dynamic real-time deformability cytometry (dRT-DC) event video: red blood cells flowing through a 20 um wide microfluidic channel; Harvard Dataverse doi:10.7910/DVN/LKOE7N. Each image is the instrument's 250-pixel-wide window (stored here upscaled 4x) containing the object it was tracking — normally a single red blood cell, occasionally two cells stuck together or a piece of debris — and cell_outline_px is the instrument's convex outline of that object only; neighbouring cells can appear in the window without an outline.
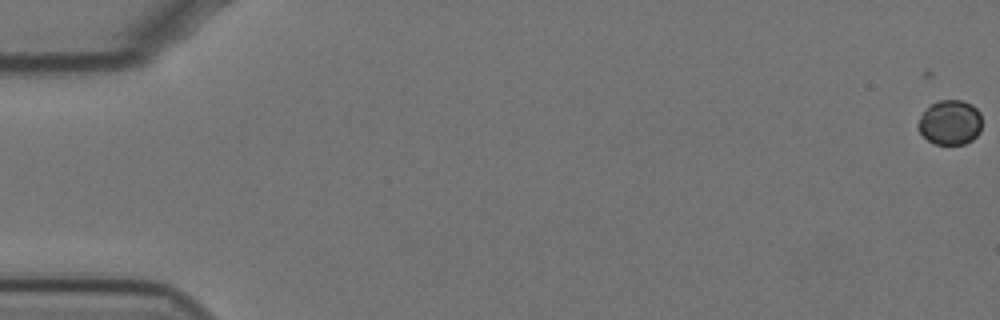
{"species": "Egyptian fruit bat (a non-hibernating species)", "species_latin": "Rousettus aegyptiacus", "temperature_condition": "cold", "stored_images_in_passage": 3, "camera_frame_rate_fps": 3000, "um_per_image_px": 0.085, "animal": {"sex": "female"}, "frame": {"image": 1, "passage_image": 3, "time_ms": 0.667, "image_size_px": [1000, 320], "cell_outline_px": [[980, 132], [972, 140], [964, 144], [932, 144], [920, 132], [916, 124], [920, 116], [932, 104], [940, 100], [964, 100], [972, 104], [980, 112]], "centroid_in_image_um": [80.75, 10.41], "position_along_channel_um": 4.2, "area_um2": 16.65}}